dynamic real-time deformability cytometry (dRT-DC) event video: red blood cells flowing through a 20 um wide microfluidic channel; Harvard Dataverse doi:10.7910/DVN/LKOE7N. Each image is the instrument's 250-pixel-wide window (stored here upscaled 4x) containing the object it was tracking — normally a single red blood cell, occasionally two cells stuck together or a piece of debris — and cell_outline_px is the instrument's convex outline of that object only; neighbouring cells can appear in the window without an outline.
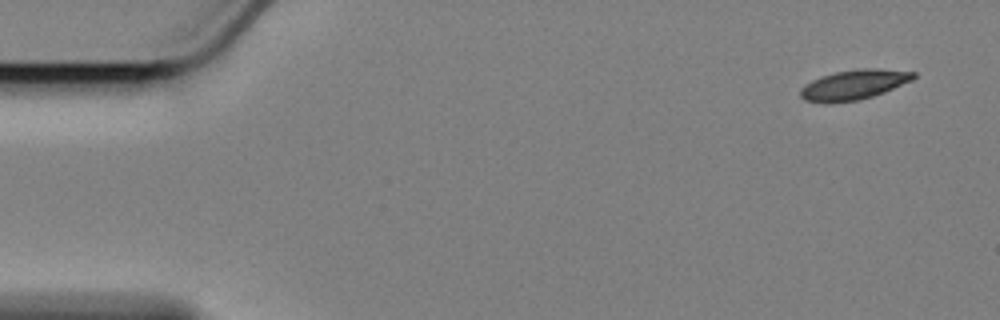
{"species": "Egyptian fruit bat (a non-hibernating species)", "species_latin": "Rousettus aegyptiacus", "temperature_condition": "cold", "stored_images_in_passage": 56, "camera_frame_rate_fps": 3000, "um_per_image_px": 0.085, "animal": {"sex": "female"}, "frame": {"image": 1, "passage_image": 1, "time_ms": 0.0, "image_size_px": [1000, 320], "cell_outline_px": [[916, 76], [912, 80], [884, 92], [860, 100], [828, 104], [824, 104], [804, 100], [800, 96], [800, 88], [804, 84], [820, 76], [836, 72], [856, 68], [876, 68], [916, 72]], "centroid_in_image_um": [72.53, 7.21], "position_along_channel_um": 12.5, "area_um2": 20.0}}
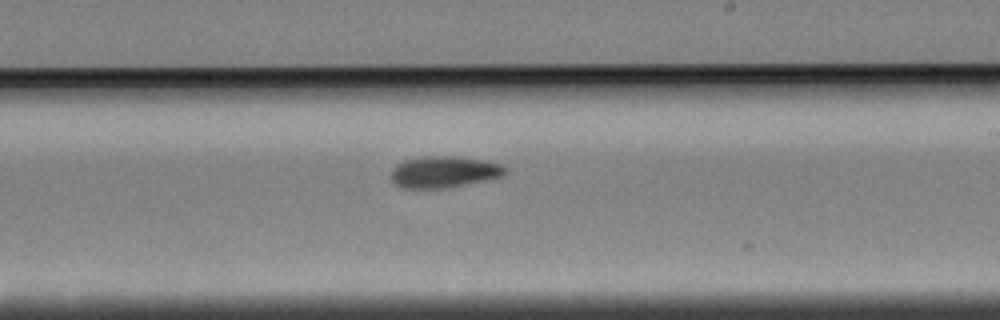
{"frame": {"image": 2, "passage_image": 32, "time_ms": 10.333, "image_size_px": [1000, 320], "cell_outline_px": [[508, 172], [504, 176], [492, 180], [448, 188], [400, 188], [392, 180], [392, 168], [396, 164], [404, 160], [424, 156], [452, 156], [488, 160], [500, 164], [508, 168]], "centroid_in_image_um": [37.82, 14.62], "position_along_channel_um": 251.2, "area_um2": 21.5}}
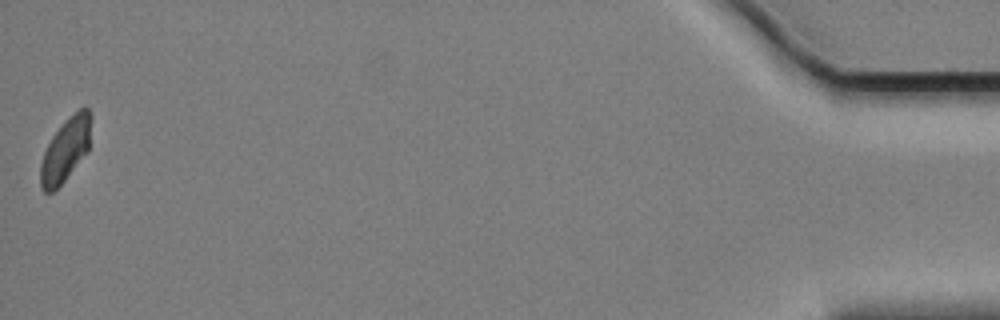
{"frame": {"image": 3, "passage_image": 56, "time_ms": 18.333, "image_size_px": [1000, 320], "cell_outline_px": [[92, 116], [88, 152], [64, 180], [52, 192], [44, 192], [40, 188], [40, 164], [44, 152], [52, 136], [84, 104], [88, 108]], "centroid_in_image_um": [5.58, 12.74], "position_along_channel_um": 429.6, "area_um2": 18.44}, "authors_computed_cell_mechanics": {"area_um2": 20.2878, "velocity_mm_per_s": 3.3952, "shape_relaxation_time_tau1_ms": 8.1415, "shape_relaxation_time_tau2_ms": 5.962, "deformation_change_tau1": 0.1366, "deformation_change_tau2": 0.0776}}